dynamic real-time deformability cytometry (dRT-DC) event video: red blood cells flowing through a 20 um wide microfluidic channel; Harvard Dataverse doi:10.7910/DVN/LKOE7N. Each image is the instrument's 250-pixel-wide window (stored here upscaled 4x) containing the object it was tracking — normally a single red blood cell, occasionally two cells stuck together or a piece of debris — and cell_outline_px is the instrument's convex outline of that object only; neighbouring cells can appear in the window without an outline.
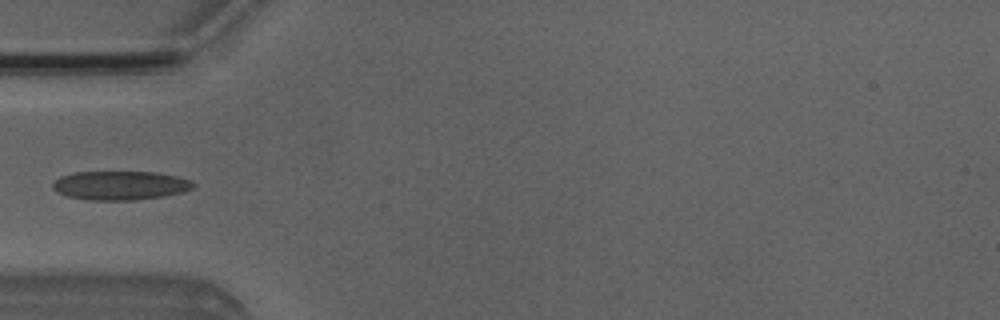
{"species": "Egyptian fruit bat (a non-hibernating species)", "species_latin": "Rousettus aegyptiacus", "temperature_condition": "room temperature", "stored_images_in_passage": 5, "camera_frame_rate_fps": 3000, "um_per_image_px": 0.085, "animal": {"sex": "male"}, "frame": {"image": 1, "passage_image": 4, "time_ms": 3.667, "image_size_px": [1000, 320], "cell_outline_px": [[196, 184], [192, 188], [184, 192], [164, 196], [136, 200], [88, 200], [64, 196], [56, 192], [52, 188], [52, 184], [60, 176], [72, 172], [156, 172], [176, 176], [192, 180]], "centroid_in_image_um": [10.2, 15.76], "position_along_channel_um": 74.8, "area_um2": 23.99}}